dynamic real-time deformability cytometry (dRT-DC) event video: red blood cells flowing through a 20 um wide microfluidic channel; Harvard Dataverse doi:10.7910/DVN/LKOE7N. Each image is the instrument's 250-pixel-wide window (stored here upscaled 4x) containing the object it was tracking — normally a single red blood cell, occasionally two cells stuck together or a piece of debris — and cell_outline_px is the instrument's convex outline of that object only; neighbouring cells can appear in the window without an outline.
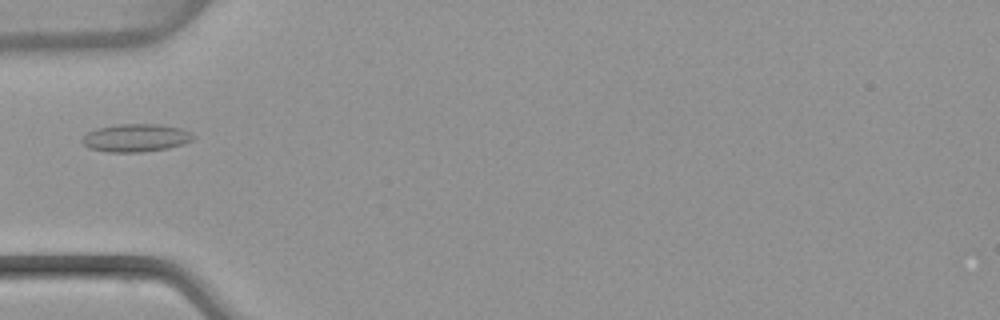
{"species": "common noctule bat (a hibernating species)", "species_latin": "Nyctalus noctula", "temperature_condition": "warm", "stored_images_in_passage": 34, "camera_frame_rate_fps": 3000, "um_per_image_px": 0.085, "animal": {"sex": "female", "body_mass_g": 22.7, "forearm_length_mm": 54.2}, "frame": {"image": 1, "passage_image": 1, "time_ms": 0.0, "image_size_px": [1000, 320], "cell_outline_px": [[196, 136], [192, 140], [184, 144], [168, 148], [140, 152], [108, 152], [88, 148], [80, 140], [88, 132], [96, 128], [120, 124], [160, 124], [180, 128], [192, 132]], "centroid_in_image_um": [11.56, 11.71], "position_along_channel_um": 73.4, "area_um2": 18.15}}
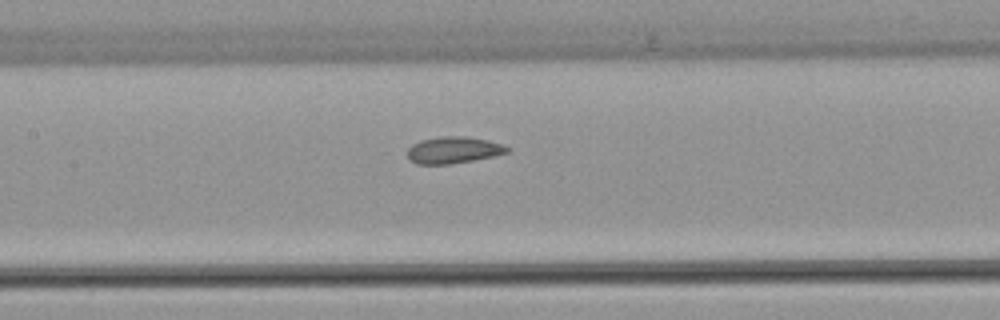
{"frame": {"image": 2, "passage_image": 8, "time_ms": 2.333, "image_size_px": [1000, 320], "cell_outline_px": [[512, 148], [508, 152], [492, 156], [472, 160], [448, 164], [416, 164], [408, 160], [408, 148], [412, 144], [420, 140], [440, 136], [468, 136], [488, 140], [504, 144]], "centroid_in_image_um": [38.54, 12.74], "position_along_channel_um": 168.9, "area_um2": 15.66}}
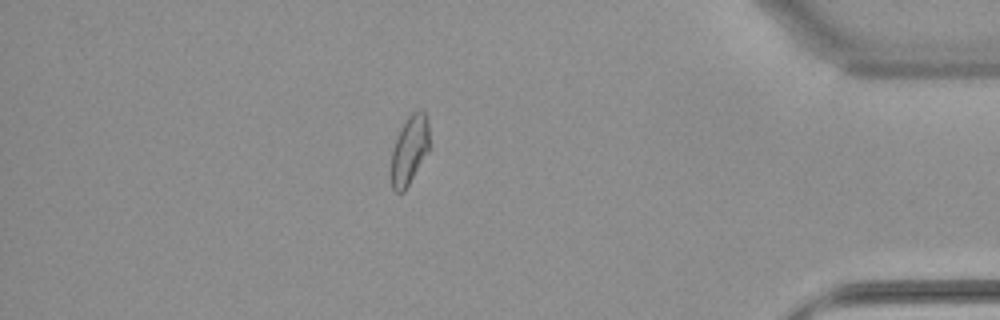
{"frame": {"image": 3, "passage_image": 28, "time_ms": 9.0, "image_size_px": [1000, 320], "cell_outline_px": [[432, 144], [428, 152], [404, 192], [396, 192], [392, 188], [392, 148], [400, 128], [404, 120], [416, 108], [420, 108], [424, 112], [428, 120]], "centroid_in_image_um": [34.85, 12.67], "position_along_channel_um": 400.3, "area_um2": 15.78}}